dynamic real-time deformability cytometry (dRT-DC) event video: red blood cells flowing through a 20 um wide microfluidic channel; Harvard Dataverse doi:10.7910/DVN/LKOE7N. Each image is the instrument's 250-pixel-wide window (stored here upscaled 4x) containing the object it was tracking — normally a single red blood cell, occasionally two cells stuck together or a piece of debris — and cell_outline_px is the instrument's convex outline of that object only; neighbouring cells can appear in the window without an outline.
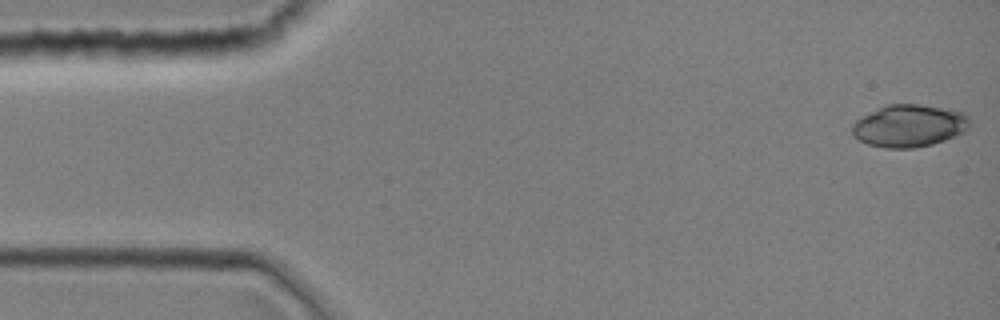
{"species": "common noctule bat (a hibernating species)", "species_latin": "Nyctalus noctula", "temperature_condition": "room temperature", "stored_images_in_passage": 12, "camera_frame_rate_fps": 3000, "um_per_image_px": 0.085, "animal": {"sex": "female", "body_mass_g": 19.0, "forearm_length_mm": 51.5}, "frame": {"image": 1, "passage_image": 1, "time_ms": 0.0, "image_size_px": [1000, 320], "cell_outline_px": [[968, 128], [964, 132], [944, 140], [932, 144], [912, 148], [884, 148], [868, 144], [852, 136], [852, 124], [860, 116], [888, 104], [916, 104], [964, 112], [968, 116]], "centroid_in_image_um": [77.23, 10.7], "position_along_channel_um": 7.8, "area_um2": 28.84}}
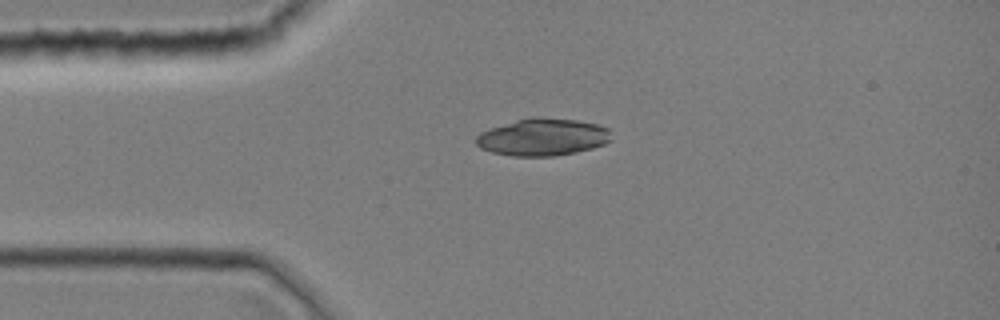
{"frame": {"image": 2, "passage_image": 9, "time_ms": 2.667, "image_size_px": [1000, 320], "cell_outline_px": [[612, 140], [604, 144], [592, 148], [576, 152], [552, 156], [512, 156], [492, 152], [480, 148], [476, 144], [476, 136], [480, 132], [516, 120], [532, 116], [540, 116], [576, 120], [596, 124], [608, 128]], "centroid_in_image_um": [46.13, 11.65], "position_along_channel_um": 38.9, "area_um2": 29.36}}